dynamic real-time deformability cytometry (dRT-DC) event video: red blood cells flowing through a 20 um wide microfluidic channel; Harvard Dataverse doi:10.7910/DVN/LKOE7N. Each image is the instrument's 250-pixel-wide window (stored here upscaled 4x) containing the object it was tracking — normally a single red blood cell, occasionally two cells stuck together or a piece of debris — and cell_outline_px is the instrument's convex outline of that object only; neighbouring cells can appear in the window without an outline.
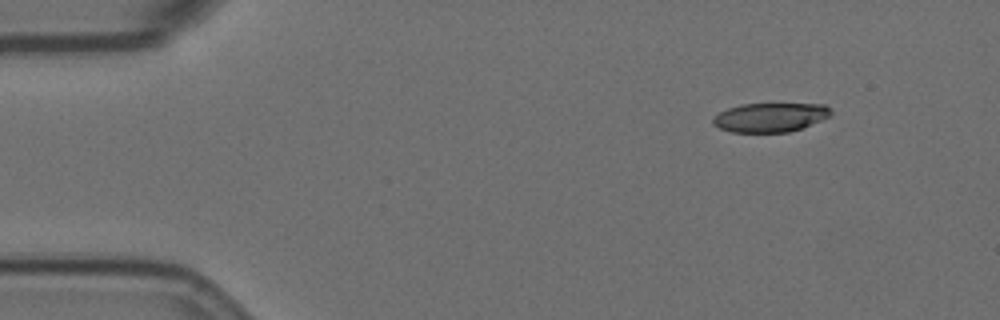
{"species": "Egyptian fruit bat (a non-hibernating species)", "species_latin": "Rousettus aegyptiacus", "temperature_condition": "room temperature", "stored_images_in_passage": 52, "camera_frame_rate_fps": 3000, "um_per_image_px": 0.085, "animal": {"sex": "female"}, "frame": {"image": 1, "passage_image": 1, "time_ms": 0.0, "image_size_px": [1000, 320], "cell_outline_px": [[832, 116], [800, 128], [788, 132], [732, 132], [720, 128], [712, 124], [712, 116], [728, 108], [740, 104], [824, 104], [832, 112]], "centroid_in_image_um": [65.44, 9.97], "position_along_channel_um": 19.6, "area_um2": 19.94}}
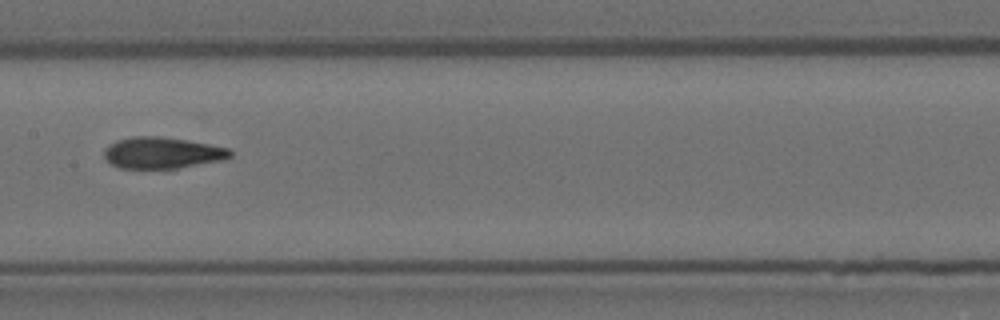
{"frame": {"image": 2, "passage_image": 23, "time_ms": 7.333, "image_size_px": [1000, 320], "cell_outline_px": [[232, 156], [224, 160], [176, 168], [120, 168], [112, 164], [104, 156], [104, 148], [108, 144], [116, 140], [132, 136], [160, 136], [188, 140], [228, 148], [232, 152]], "centroid_in_image_um": [13.77, 12.98], "position_along_channel_um": 193.6, "area_um2": 23.06}}
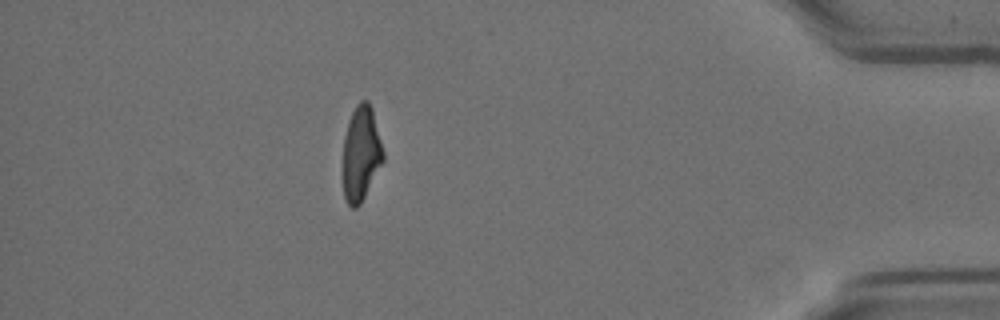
{"frame": {"image": 3, "passage_image": 45, "time_ms": 14.667, "image_size_px": [1000, 320], "cell_outline_px": [[384, 160], [360, 204], [356, 208], [352, 208], [348, 204], [344, 196], [344, 136], [348, 120], [356, 104], [360, 100], [368, 100], [372, 108], [384, 152]], "centroid_in_image_um": [30.7, 13.01], "position_along_channel_um": 404.5, "area_um2": 22.08}, "authors_computed_cell_mechanics": {"area_um2": 23.12, "velocity_mm_per_s": 3.5604, "shape_relaxation_time_tau1_ms": 6.8615, "shape_relaxation_time_tau2_ms": 1.9794, "deformation_change_tau1": 0.2261, "deformation_change_tau2": 0.0913}}